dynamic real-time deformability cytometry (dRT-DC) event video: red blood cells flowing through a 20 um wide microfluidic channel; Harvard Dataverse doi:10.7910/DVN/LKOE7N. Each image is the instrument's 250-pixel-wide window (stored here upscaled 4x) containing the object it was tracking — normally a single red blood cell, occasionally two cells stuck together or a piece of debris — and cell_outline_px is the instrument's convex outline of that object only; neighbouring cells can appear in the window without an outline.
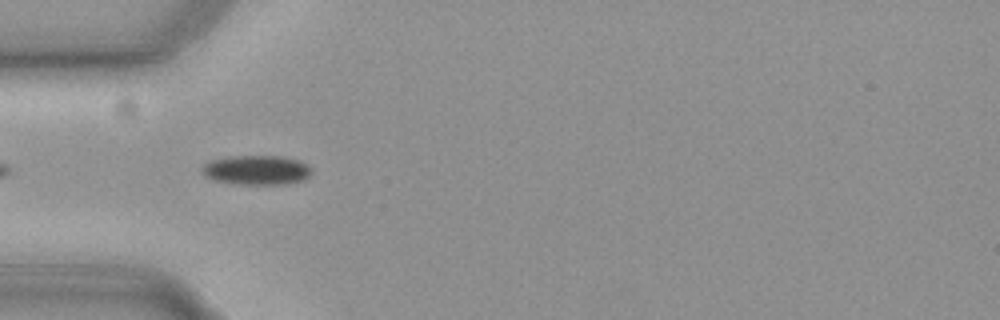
{"species": "common noctule bat (a hibernating species)", "species_latin": "Nyctalus noctula", "temperature_condition": "cold", "stored_images_in_passage": 41, "camera_frame_rate_fps": 3000, "um_per_image_px": 0.085, "animal": {"sex": "female", "body_mass_g": 19.3, "forearm_length_mm": 54.1}, "frame": {"image": 1, "passage_image": 3, "time_ms": 0.667, "image_size_px": [1000, 320], "cell_outline_px": [[312, 172], [304, 180], [288, 184], [232, 184], [212, 180], [204, 176], [200, 172], [200, 168], [204, 164], [212, 160], [232, 156], [280, 156], [300, 160], [312, 168]], "centroid_in_image_um": [21.79, 14.46], "position_along_channel_um": 63.2, "area_um2": 19.13}}
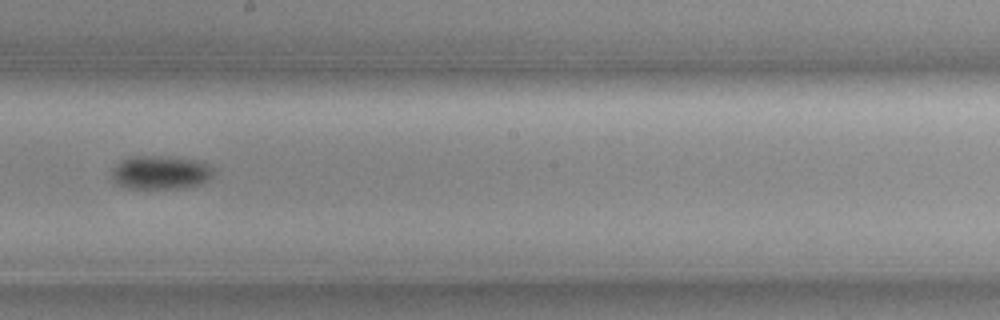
{"frame": {"image": 2, "passage_image": 17, "time_ms": 5.333, "image_size_px": [1000, 320], "cell_outline_px": [[212, 176], [208, 180], [200, 184], [180, 188], [124, 188], [116, 184], [112, 180], [112, 168], [120, 160], [128, 156], [176, 156], [196, 160], [208, 164], [212, 168]], "centroid_in_image_um": [13.6, 14.64], "position_along_channel_um": 234.6, "area_um2": 20.23}}
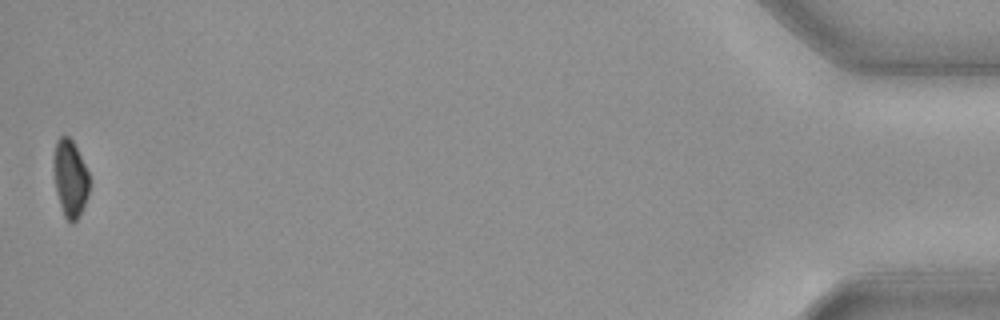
{"frame": {"image": 3, "passage_image": 41, "time_ms": 13.333, "image_size_px": [1000, 320], "cell_outline_px": [[88, 196], [76, 220], [72, 224], [64, 216], [56, 192], [52, 164], [56, 140], [60, 136], [68, 136], [72, 140], [88, 172]], "centroid_in_image_um": [5.93, 15.14], "position_along_channel_um": 429.3, "area_um2": 15.84}, "authors_computed_cell_mechanics": {"area_um2": 18.785, "velocity_mm_per_s": 3.7169, "shape_relaxation_time_tau1_ms": 3.913, "shape_relaxation_time_tau2_ms": null, "deformation_change_tau1": 0.0806, "deformation_change_tau2": null}}